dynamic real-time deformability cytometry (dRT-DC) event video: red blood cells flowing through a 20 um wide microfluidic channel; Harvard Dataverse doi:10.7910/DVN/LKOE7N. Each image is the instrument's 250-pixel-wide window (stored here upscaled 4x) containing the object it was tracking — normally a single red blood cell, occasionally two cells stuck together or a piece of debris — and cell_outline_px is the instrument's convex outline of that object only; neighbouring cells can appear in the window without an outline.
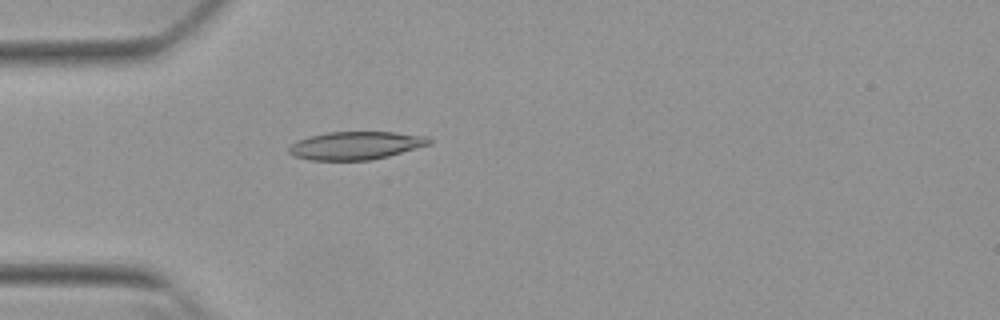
{"species": "Egyptian fruit bat (a non-hibernating species)", "species_latin": "Rousettus aegyptiacus", "temperature_condition": "warm", "stored_images_in_passage": 32, "camera_frame_rate_fps": 3000, "um_per_image_px": 0.085, "animal": {"sex": "female"}, "frame": {"image": 1, "passage_image": 2, "time_ms": 0.333, "image_size_px": [1000, 320], "cell_outline_px": [[432, 144], [388, 156], [372, 160], [312, 160], [292, 156], [288, 152], [288, 148], [296, 140], [308, 136], [328, 132], [396, 132], [428, 136], [432, 140]], "centroid_in_image_um": [30.25, 12.36], "position_along_channel_um": 54.8, "area_um2": 23.12}}
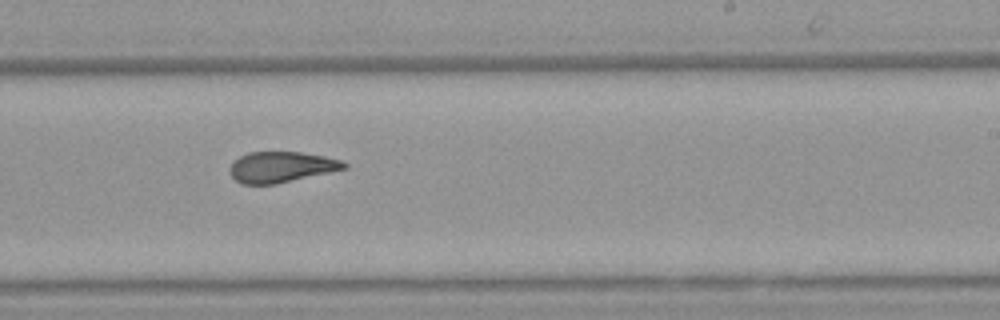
{"frame": {"image": 2, "passage_image": 19, "time_ms": 6.0, "image_size_px": [1000, 320], "cell_outline_px": [[348, 168], [276, 184], [244, 184], [236, 180], [232, 176], [228, 168], [240, 156], [248, 152], [300, 152], [324, 156], [340, 160], [348, 164]], "centroid_in_image_um": [23.92, 14.19], "position_along_channel_um": 265.1, "area_um2": 20.35}}
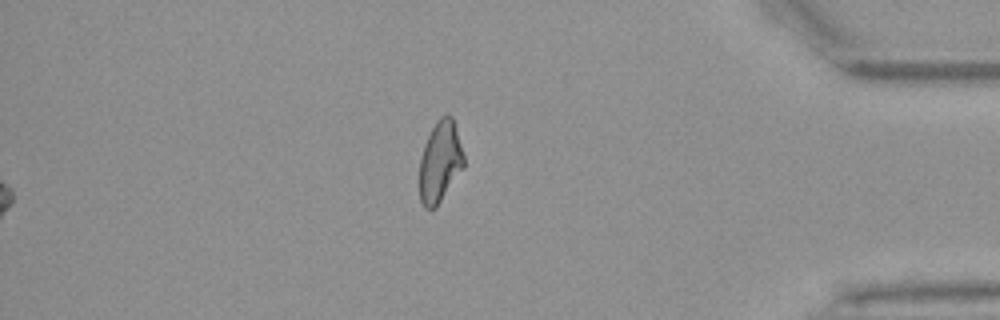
{"frame": {"image": 3, "passage_image": 32, "time_ms": 10.333, "image_size_px": [1000, 320], "cell_outline_px": [[464, 168], [436, 208], [424, 208], [420, 200], [420, 160], [424, 144], [436, 120], [440, 116], [448, 112], [452, 116], [456, 128], [464, 156]], "centroid_in_image_um": [37.42, 13.74], "position_along_channel_um": 397.8, "area_um2": 21.1}, "authors_computed_cell_mechanics": {"area_um2": 21.6172, "velocity_mm_per_s": 3.8498, "shape_relaxation_time_tau1_ms": null, "shape_relaxation_time_tau2_ms": 2.1885, "deformation_change_tau1": null, "deformation_change_tau2": 0.0886}}